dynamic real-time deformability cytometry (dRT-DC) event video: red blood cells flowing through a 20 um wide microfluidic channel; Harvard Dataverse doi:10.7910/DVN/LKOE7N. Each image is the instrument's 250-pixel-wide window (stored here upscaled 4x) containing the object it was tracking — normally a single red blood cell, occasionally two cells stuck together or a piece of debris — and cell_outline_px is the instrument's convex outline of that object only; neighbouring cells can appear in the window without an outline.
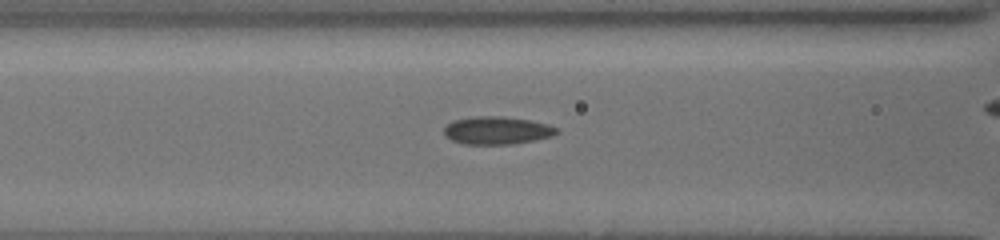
{"species": "common noctule bat (a hibernating species)", "species_latin": "Nyctalus noctula", "temperature_condition": "cold", "stored_images_in_passage": 6, "camera_frame_rate_fps": 3000, "um_per_image_px": 0.085, "animal": {"sex": "female", "body_mass_g": 19.5, "forearm_length_mm": 54.1}, "frame": {"image": 1, "passage_image": 4, "time_ms": 0.333, "image_size_px": [1000, 240], "cell_outline_px": [[560, 132], [552, 136], [536, 140], [512, 144], [464, 144], [452, 140], [444, 136], [444, 128], [452, 120], [468, 116], [504, 116], [532, 120], [548, 124], [556, 128]], "centroid_in_image_um": [42.24, 11.07], "position_along_channel_um": 124.4, "area_um2": 18.55}}